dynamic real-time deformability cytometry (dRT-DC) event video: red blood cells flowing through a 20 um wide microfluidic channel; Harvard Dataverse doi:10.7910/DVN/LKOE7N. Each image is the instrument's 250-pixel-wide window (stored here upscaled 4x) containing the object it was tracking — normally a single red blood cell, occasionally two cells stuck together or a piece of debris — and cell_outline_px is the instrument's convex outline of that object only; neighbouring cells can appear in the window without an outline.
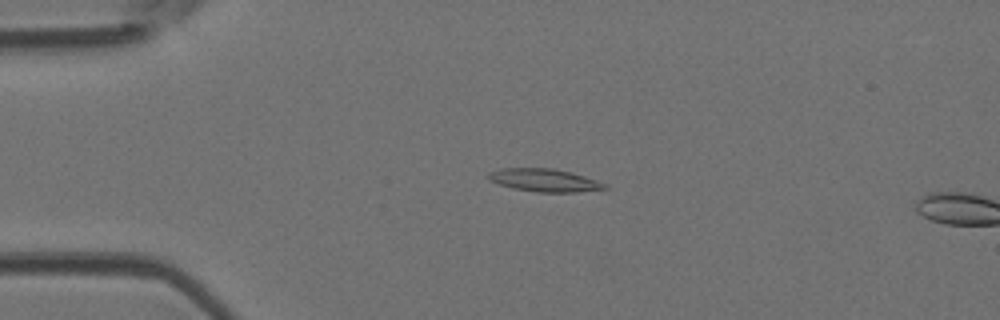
{"species": "Egyptian fruit bat (a non-hibernating species)", "species_latin": "Rousettus aegyptiacus", "temperature_condition": "room temperature", "stored_images_in_passage": 5, "camera_frame_rate_fps": 3000, "um_per_image_px": 0.085, "animal": {"sex": "female"}, "frame": {"image": 1, "passage_image": 4, "time_ms": 1.0, "image_size_px": [1000, 320], "cell_outline_px": [[612, 188], [576, 192], [536, 192], [512, 188], [488, 180], [488, 172], [500, 168], [552, 168], [572, 172], [608, 184]], "centroid_in_image_um": [46.3, 15.32], "position_along_channel_um": 38.7, "area_um2": 15.66}}